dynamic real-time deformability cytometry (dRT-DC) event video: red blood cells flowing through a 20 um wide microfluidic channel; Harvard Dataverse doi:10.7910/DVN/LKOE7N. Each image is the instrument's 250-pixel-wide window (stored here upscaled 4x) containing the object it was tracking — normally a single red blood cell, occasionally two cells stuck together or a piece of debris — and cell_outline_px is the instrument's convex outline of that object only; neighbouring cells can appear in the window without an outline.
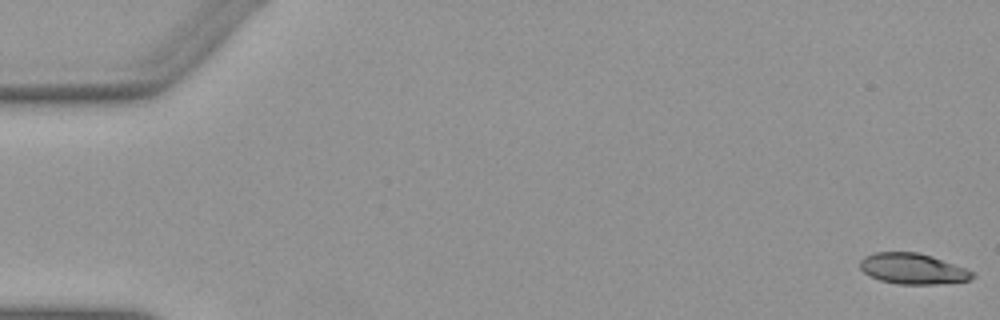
{"species": "Egyptian fruit bat (a non-hibernating species)", "species_latin": "Rousettus aegyptiacus", "temperature_condition": "warm", "stored_images_in_passage": 53, "camera_frame_rate_fps": 3000, "um_per_image_px": 0.085, "animal": {"sex": "female"}, "frame": {"image": 1, "passage_image": 1, "time_ms": 0.0, "image_size_px": [1000, 320], "cell_outline_px": [[976, 276], [972, 280], [936, 284], [900, 284], [880, 280], [868, 276], [860, 268], [860, 260], [864, 256], [876, 252], [920, 252], [932, 256], [976, 272]], "centroid_in_image_um": [77.61, 22.84], "position_along_channel_um": 7.4, "area_um2": 20.29}}
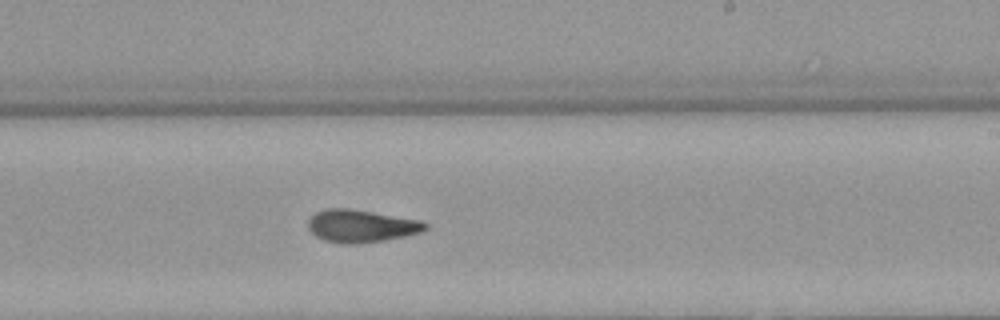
{"frame": {"image": 2, "passage_image": 32, "time_ms": 10.333, "image_size_px": [1000, 320], "cell_outline_px": [[428, 228], [424, 232], [384, 240], [356, 244], [340, 244], [324, 240], [316, 236], [308, 228], [308, 220], [316, 212], [328, 208], [352, 208], [424, 220], [428, 224]], "centroid_in_image_um": [30.75, 19.2], "position_along_channel_um": 258.2, "area_um2": 22.66}}
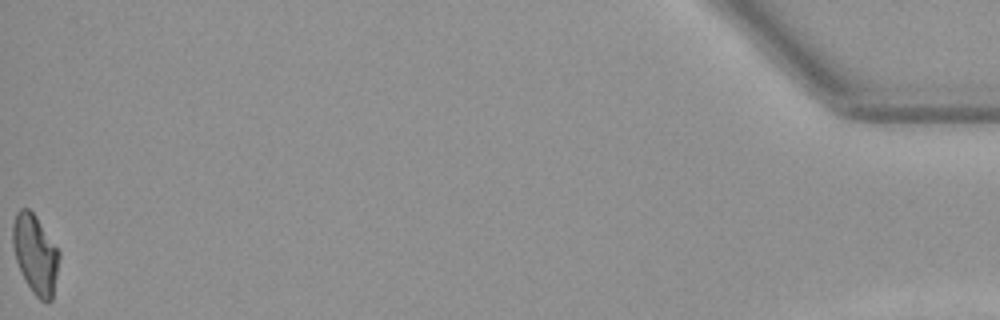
{"frame": {"image": 3, "passage_image": 53, "time_ms": 17.333, "image_size_px": [1000, 320], "cell_outline_px": [[60, 256], [52, 300], [48, 304], [40, 300], [32, 292], [16, 260], [12, 244], [12, 224], [16, 212], [20, 208], [28, 208], [36, 216], [60, 252]], "centroid_in_image_um": [3.0, 21.6], "position_along_channel_um": 432.2, "area_um2": 21.33}, "authors_computed_cell_mechanics": {"area_um2": 21.6172, "velocity_mm_per_s": 3.915, "shape_relaxation_time_tau1_ms": null, "shape_relaxation_time_tau2_ms": 4.3175, "deformation_change_tau1": null, "deformation_change_tau2": 0.1203}}